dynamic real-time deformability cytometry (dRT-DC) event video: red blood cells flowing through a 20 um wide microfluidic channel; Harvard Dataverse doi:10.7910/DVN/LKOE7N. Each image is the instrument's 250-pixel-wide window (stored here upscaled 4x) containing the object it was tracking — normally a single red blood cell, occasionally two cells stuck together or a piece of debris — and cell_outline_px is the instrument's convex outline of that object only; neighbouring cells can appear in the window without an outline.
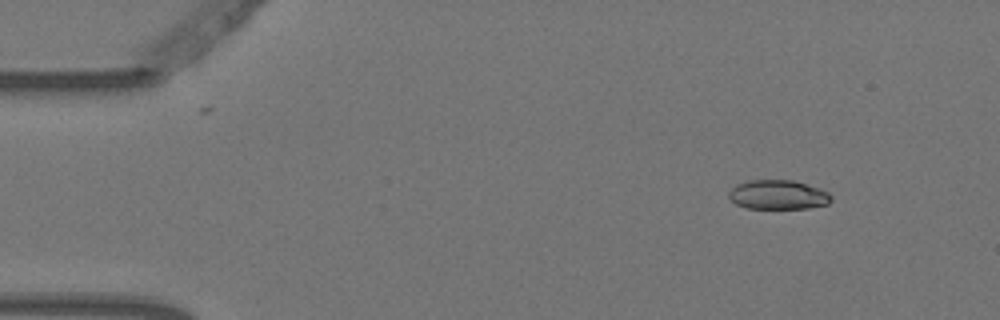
{"species": "Egyptian fruit bat (a non-hibernating species)", "species_latin": "Rousettus aegyptiacus", "temperature_condition": "warm", "stored_images_in_passage": 4, "camera_frame_rate_fps": 3000, "um_per_image_px": 0.085, "animal": {"sex": "female"}, "frame": {"image": 1, "passage_image": 2, "time_ms": 0.333, "image_size_px": [1000, 320], "cell_outline_px": [[832, 200], [828, 204], [808, 208], [748, 208], [736, 204], [728, 196], [728, 192], [736, 184], [748, 180], [792, 180], [820, 188], [828, 192], [832, 196]], "centroid_in_image_um": [66.14, 16.55], "position_along_channel_um": 18.9, "area_um2": 17.51}}
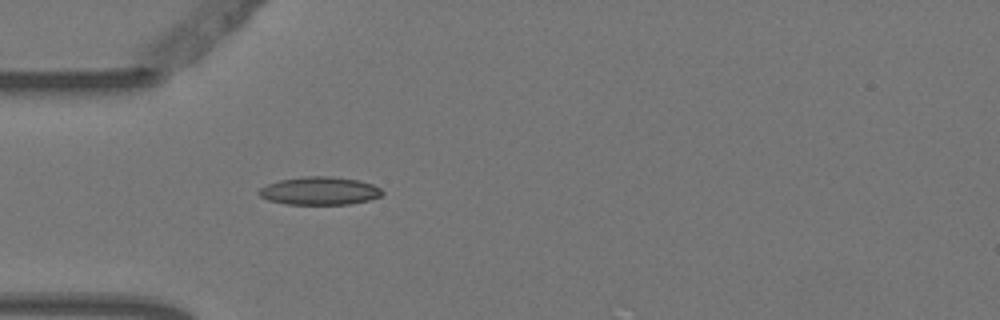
{"frame": {"image": 2, "passage_image": 4, "time_ms": 1.0, "image_size_px": [1000, 320], "cell_outline_px": [[384, 192], [380, 196], [368, 200], [348, 204], [288, 204], [268, 200], [260, 196], [256, 192], [260, 188], [268, 184], [280, 180], [304, 176], [332, 176], [360, 180], [372, 184], [380, 188]], "centroid_in_image_um": [27.16, 16.21], "position_along_channel_um": 57.8, "area_um2": 20.11}}